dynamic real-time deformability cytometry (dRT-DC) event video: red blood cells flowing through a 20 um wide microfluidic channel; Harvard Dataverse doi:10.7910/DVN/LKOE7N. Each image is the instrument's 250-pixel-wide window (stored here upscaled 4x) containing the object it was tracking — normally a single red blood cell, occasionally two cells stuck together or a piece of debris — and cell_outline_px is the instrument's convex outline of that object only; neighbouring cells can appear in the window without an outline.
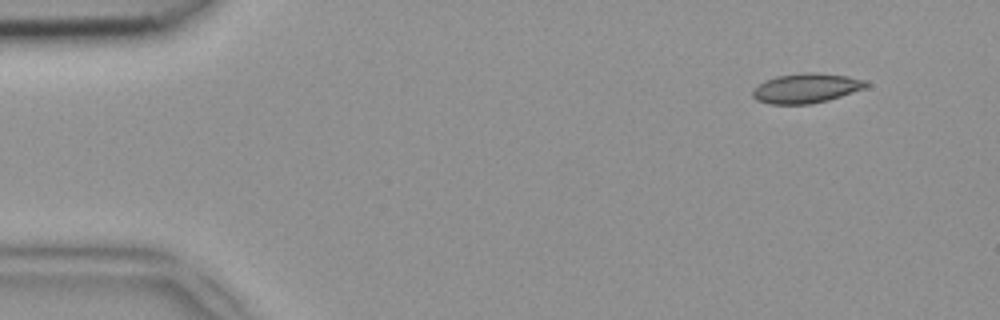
{"species": "common noctule bat (a hibernating species)", "species_latin": "Nyctalus noctula", "temperature_condition": "room temperature", "stored_images_in_passage": 49, "camera_frame_rate_fps": 3000, "um_per_image_px": 0.085, "animal": {"sex": "female", "body_mass_g": 18.4}, "frame": {"image": 1, "passage_image": 5, "time_ms": 1.333, "image_size_px": [1000, 320], "cell_outline_px": [[868, 84], [864, 88], [828, 100], [808, 104], [768, 104], [756, 100], [752, 96], [752, 88], [764, 80], [776, 76], [804, 72], [816, 72], [848, 76], [868, 80]], "centroid_in_image_um": [68.48, 7.48], "position_along_channel_um": 16.5, "area_um2": 19.77}}
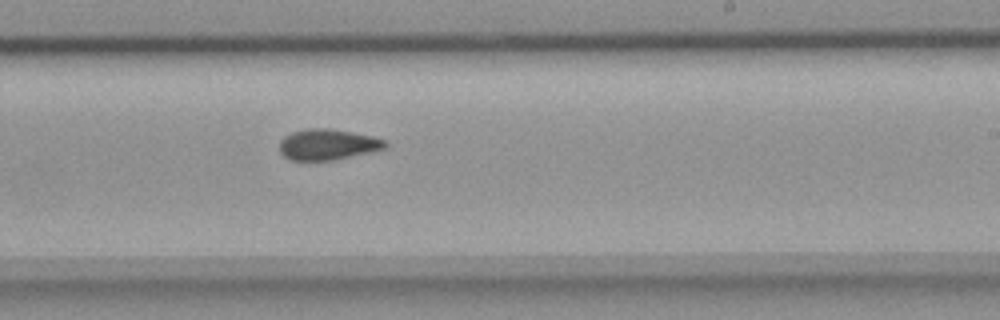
{"frame": {"image": 2, "passage_image": 30, "time_ms": 9.667, "image_size_px": [1000, 320], "cell_outline_px": [[388, 148], [336, 160], [288, 160], [280, 152], [280, 140], [284, 136], [292, 132], [308, 128], [328, 128], [352, 132], [372, 136], [388, 140]], "centroid_in_image_um": [27.89, 12.28], "position_along_channel_um": 261.1, "area_um2": 19.25}}
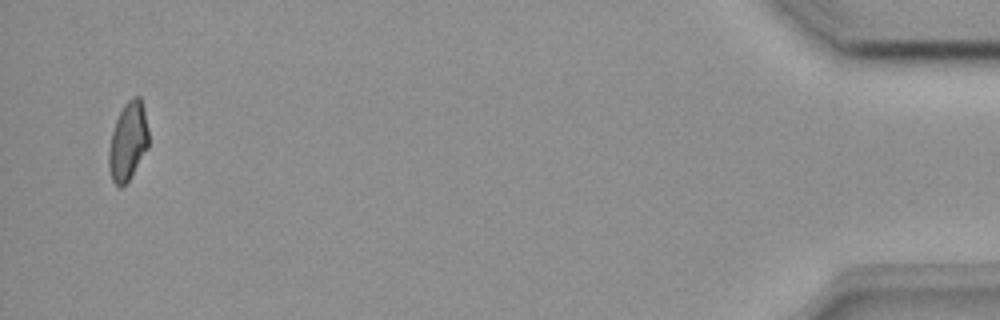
{"frame": {"image": 3, "passage_image": 48, "time_ms": 15.667, "image_size_px": [1000, 320], "cell_outline_px": [[148, 148], [128, 180], [120, 188], [112, 180], [108, 168], [108, 152], [112, 132], [116, 120], [124, 104], [132, 96], [140, 96], [144, 108], [148, 128]], "centroid_in_image_um": [10.88, 11.99], "position_along_channel_um": 424.3, "area_um2": 18.09}}